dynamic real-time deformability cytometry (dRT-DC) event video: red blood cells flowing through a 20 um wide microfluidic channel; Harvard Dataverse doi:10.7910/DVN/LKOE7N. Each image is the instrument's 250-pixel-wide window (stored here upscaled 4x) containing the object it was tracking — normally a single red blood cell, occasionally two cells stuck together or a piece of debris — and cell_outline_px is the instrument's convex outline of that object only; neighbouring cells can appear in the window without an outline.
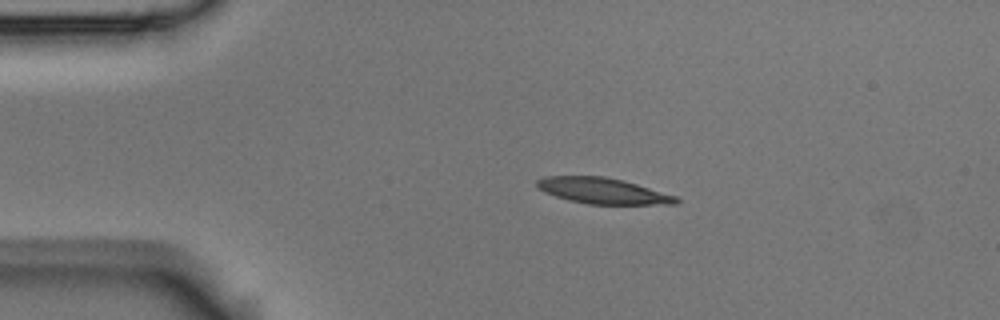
{"species": "Egyptian fruit bat (a non-hibernating species)", "species_latin": "Rousettus aegyptiacus", "temperature_condition": "room temperature", "stored_images_in_passage": 5, "camera_frame_rate_fps": 3000, "um_per_image_px": 0.085, "animal": {"sex": "male"}, "frame": {"image": 1, "passage_image": 3, "time_ms": 0.667, "image_size_px": [1000, 320], "cell_outline_px": [[680, 200], [676, 204], [588, 204], [568, 200], [544, 192], [536, 184], [536, 180], [544, 176], [604, 176], [624, 180], [676, 196]], "centroid_in_image_um": [51.23, 16.21], "position_along_channel_um": 33.8, "area_um2": 20.92}}
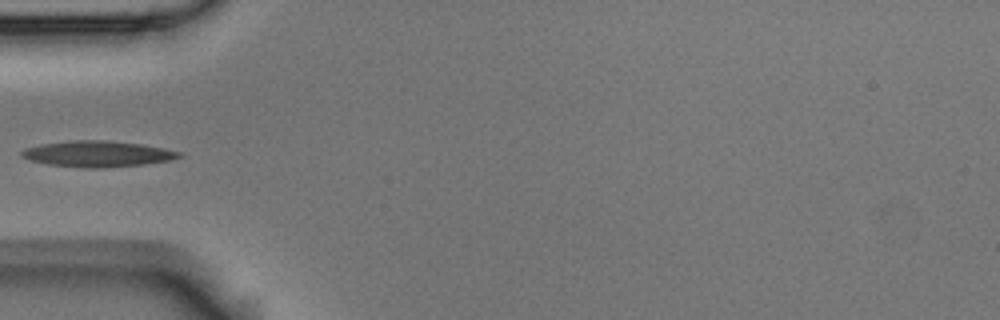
{"frame": {"image": 2, "passage_image": 5, "time_ms": 1.333, "image_size_px": [1000, 320], "cell_outline_px": [[184, 156], [172, 160], [140, 164], [104, 168], [84, 168], [48, 164], [28, 160], [20, 156], [20, 152], [28, 148], [44, 144], [76, 140], [104, 140], [140, 144], [164, 148], [184, 152]], "centroid_in_image_um": [8.34, 13.09], "position_along_channel_um": 76.7, "area_um2": 23.7}}